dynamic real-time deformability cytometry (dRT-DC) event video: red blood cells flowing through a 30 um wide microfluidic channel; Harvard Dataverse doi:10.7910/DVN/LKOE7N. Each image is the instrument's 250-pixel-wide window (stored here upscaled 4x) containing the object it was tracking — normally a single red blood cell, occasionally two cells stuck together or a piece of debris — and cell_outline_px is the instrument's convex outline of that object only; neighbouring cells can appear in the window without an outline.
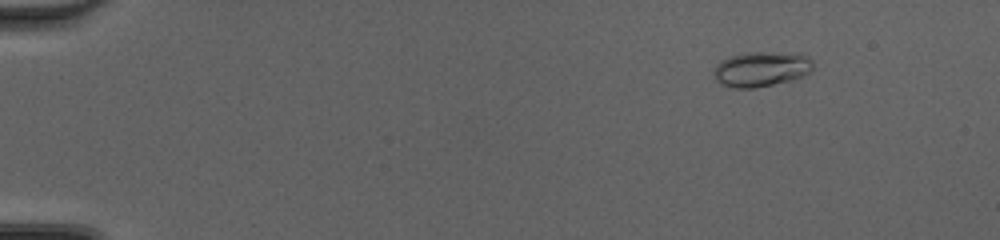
{"species": "common noctule bat (a hibernating species)", "species_latin": "Nyctalus noctula", "temperature_condition": "cold", "stored_images_in_passage": 50, "camera_frame_rate_fps": 3000, "um_per_image_px": 0.085, "animal": {"sex": "female", "body_mass_g": 20.0, "forearm_length_mm": 54.0}, "frame": {"image": 1, "passage_image": 7, "time_ms": 2.0, "image_size_px": [1000, 240], "cell_outline_px": [[812, 68], [804, 76], [792, 80], [756, 88], [732, 88], [720, 84], [716, 80], [716, 64], [720, 60], [728, 56], [748, 52], [804, 52], [812, 60]], "centroid_in_image_um": [64.75, 5.85], "position_along_channel_um": 20.3, "area_um2": 20.63}}
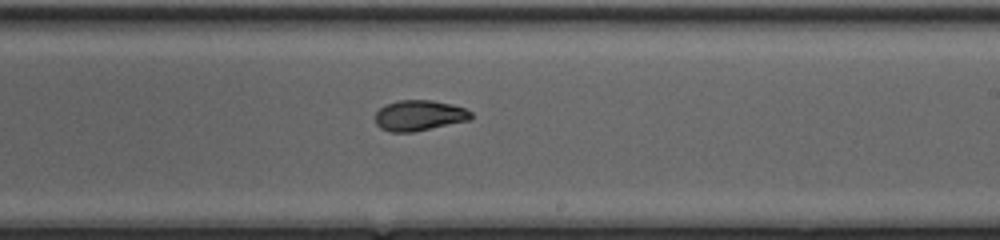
{"frame": {"image": 2, "passage_image": 32, "time_ms": 10.333, "image_size_px": [1000, 240], "cell_outline_px": [[472, 116], [468, 120], [412, 132], [388, 132], [380, 128], [376, 124], [376, 112], [384, 104], [400, 100], [432, 100], [452, 104], [464, 108], [472, 112]], "centroid_in_image_um": [35.6, 9.81], "position_along_channel_um": 253.4, "area_um2": 16.99}}
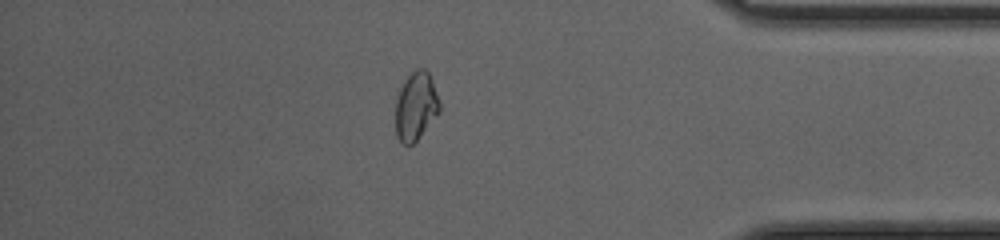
{"frame": {"image": 3, "passage_image": 44, "time_ms": 14.333, "image_size_px": [1000, 240], "cell_outline_px": [[440, 112], [416, 140], [408, 148], [400, 144], [396, 136], [396, 100], [400, 88], [404, 80], [416, 68], [424, 68], [428, 72], [432, 80], [440, 100]], "centroid_in_image_um": [35.34, 9.05], "position_along_channel_um": 399.9, "area_um2": 17.74}, "authors_computed_cell_mechanics": {"area_um2": 17.4556, "velocity_mm_per_s": 4.2881, "shape_relaxation_time_tau1_ms": 4.9519, "shape_relaxation_time_tau2_ms": 2.3119, "deformation_change_tau1": 0.1906, "deformation_change_tau2": 0.0587}}